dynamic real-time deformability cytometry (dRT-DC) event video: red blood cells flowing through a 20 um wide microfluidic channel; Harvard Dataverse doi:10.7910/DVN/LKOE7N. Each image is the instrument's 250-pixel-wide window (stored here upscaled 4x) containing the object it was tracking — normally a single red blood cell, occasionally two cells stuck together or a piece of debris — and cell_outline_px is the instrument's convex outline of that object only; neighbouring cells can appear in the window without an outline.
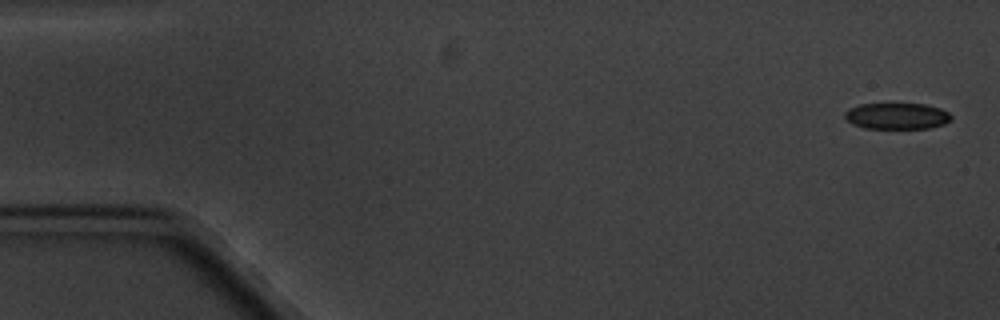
{"species": "common noctule bat (a hibernating species)", "species_latin": "Nyctalus noctula", "temperature_condition": "cold", "stored_images_in_passage": 6, "camera_frame_rate_fps": 3000, "um_per_image_px": 0.085, "animal": {"sex": "male", "body_mass_g": 20.1, "forearm_length_mm": 53.5}, "frame": {"image": 1, "passage_image": 1, "time_ms": 0.0, "image_size_px": [1000, 320], "cell_outline_px": [[952, 116], [944, 124], [928, 128], [864, 128], [852, 124], [844, 116], [844, 112], [848, 108], [860, 104], [924, 104], [940, 108], [948, 112]], "centroid_in_image_um": [76.2, 9.86], "position_along_channel_um": 8.8, "area_um2": 16.18}}
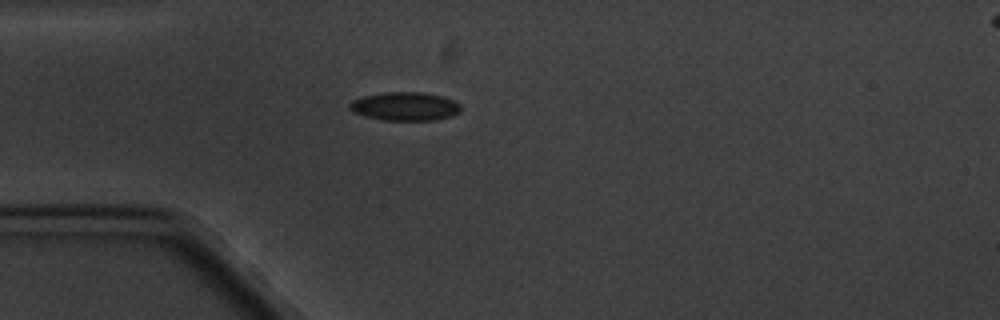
{"frame": {"image": 2, "passage_image": 5, "time_ms": 4.667, "image_size_px": [1000, 320], "cell_outline_px": [[460, 112], [436, 120], [384, 120], [364, 116], [352, 112], [348, 108], [348, 104], [352, 100], [364, 96], [384, 92], [420, 92], [440, 96], [452, 100], [460, 104]], "centroid_in_image_um": [34.36, 9.04], "position_along_channel_um": 50.6, "area_um2": 18.38}}